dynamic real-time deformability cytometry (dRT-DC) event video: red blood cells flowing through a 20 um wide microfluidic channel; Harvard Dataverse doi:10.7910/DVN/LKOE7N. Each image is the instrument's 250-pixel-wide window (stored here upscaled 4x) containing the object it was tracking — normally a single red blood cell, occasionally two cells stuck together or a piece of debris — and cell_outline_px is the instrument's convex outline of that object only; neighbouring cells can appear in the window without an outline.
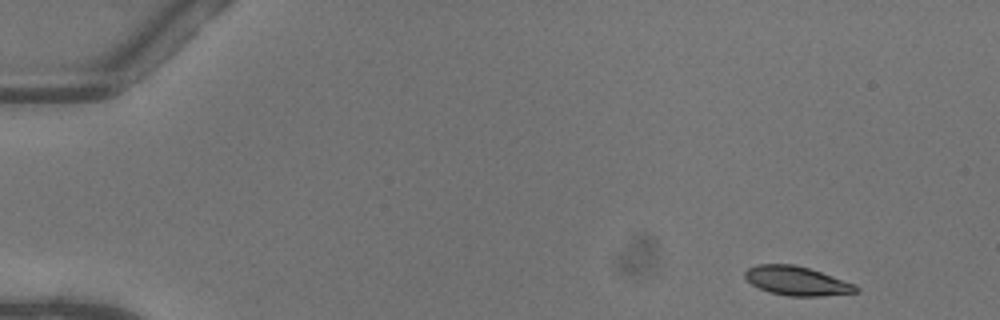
{"species": "common noctule bat (a hibernating species)", "species_latin": "Nyctalus noctula", "temperature_condition": "warm", "stored_images_in_passage": 48, "camera_frame_rate_fps": 3000, "um_per_image_px": 0.085, "animal": {"sex": "female"}, "frame": {"image": 1, "passage_image": 1, "time_ms": 0.0, "image_size_px": [1000, 320], "cell_outline_px": [[860, 288], [856, 292], [820, 296], [788, 296], [768, 292], [752, 284], [744, 276], [744, 272], [748, 268], [756, 264], [792, 264], [808, 268], [856, 284]], "centroid_in_image_um": [67.71, 23.87], "position_along_channel_um": 17.3, "area_um2": 18.67}}
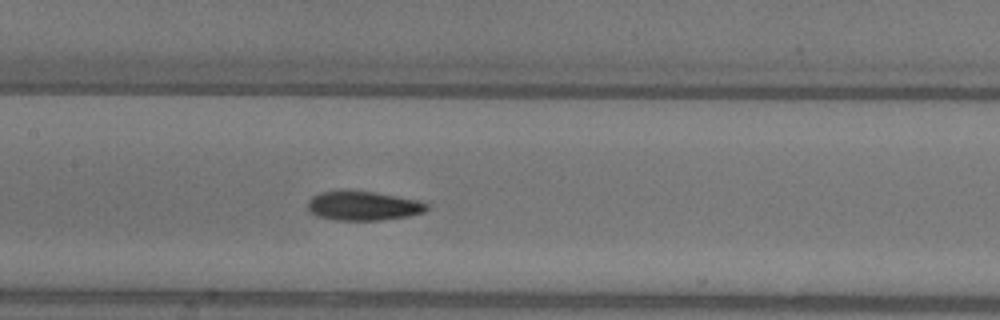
{"frame": {"image": 2, "passage_image": 22, "time_ms": 7.0, "image_size_px": [1000, 320], "cell_outline_px": [[428, 208], [424, 212], [408, 216], [380, 220], [336, 220], [320, 216], [308, 212], [308, 200], [312, 196], [320, 192], [372, 192], [416, 200], [428, 204]], "centroid_in_image_um": [30.86, 17.52], "position_along_channel_um": 176.5, "area_um2": 19.71}}
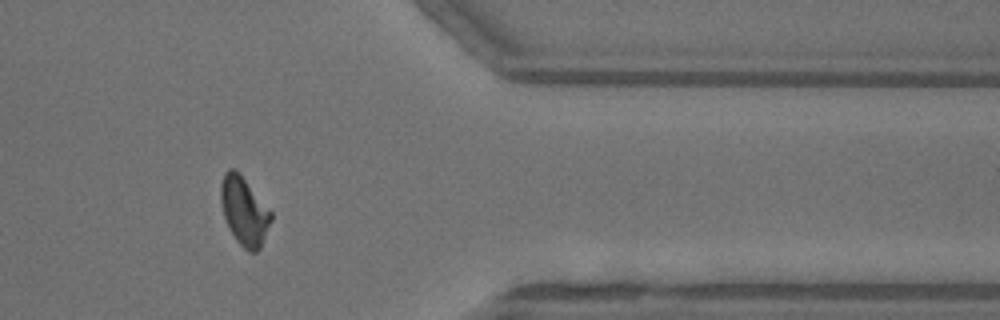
{"frame": {"image": 3, "passage_image": 39, "time_ms": 12.667, "image_size_px": [1000, 320], "cell_outline_px": [[272, 220], [260, 248], [256, 252], [248, 252], [236, 240], [228, 228], [224, 216], [220, 200], [220, 184], [224, 172], [228, 168], [236, 168], [272, 212]], "centroid_in_image_um": [20.74, 17.92], "position_along_channel_um": 390.7, "area_um2": 20.17}, "authors_computed_cell_mechanics": {"area_um2": 19.7387, "velocity_mm_per_s": 4.0747, "shape_relaxation_time_tau1_ms": 4.1004, "shape_relaxation_time_tau2_ms": 2.6904, "deformation_change_tau1": 0.1571, "deformation_change_tau2": 0.082}}